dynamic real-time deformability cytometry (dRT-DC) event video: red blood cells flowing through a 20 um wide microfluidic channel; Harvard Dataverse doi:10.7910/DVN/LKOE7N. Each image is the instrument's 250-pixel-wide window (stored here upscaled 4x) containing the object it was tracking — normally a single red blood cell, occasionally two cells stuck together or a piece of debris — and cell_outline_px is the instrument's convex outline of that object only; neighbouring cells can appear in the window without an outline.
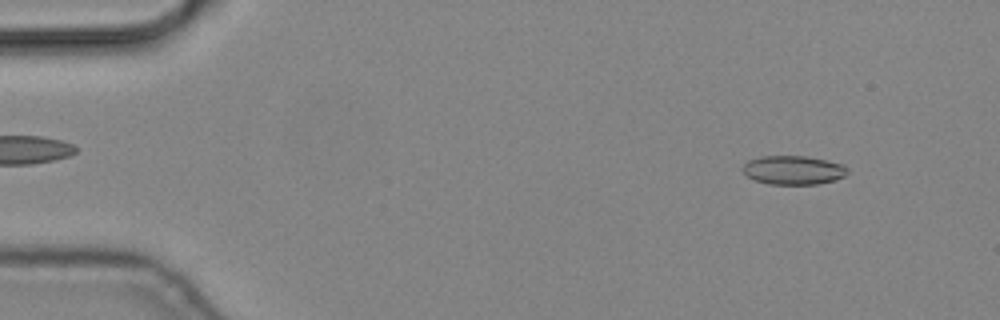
{"species": "common noctule bat (a hibernating species)", "species_latin": "Nyctalus noctula", "temperature_condition": "cold", "stored_images_in_passage": 5, "camera_frame_rate_fps": 3000, "um_per_image_px": 0.085, "animal": {"sex": "male", "body_mass_g": 19.2, "forearm_length_mm": 51.8}, "frame": {"image": 1, "passage_image": 5, "time_ms": 1.333, "image_size_px": [1000, 320], "cell_outline_px": [[848, 172], [844, 176], [832, 180], [816, 184], [768, 184], [756, 180], [748, 176], [740, 168], [748, 160], [760, 156], [808, 156], [844, 164], [848, 168]], "centroid_in_image_um": [67.42, 14.44], "position_along_channel_um": 17.6, "area_um2": 17.63}}